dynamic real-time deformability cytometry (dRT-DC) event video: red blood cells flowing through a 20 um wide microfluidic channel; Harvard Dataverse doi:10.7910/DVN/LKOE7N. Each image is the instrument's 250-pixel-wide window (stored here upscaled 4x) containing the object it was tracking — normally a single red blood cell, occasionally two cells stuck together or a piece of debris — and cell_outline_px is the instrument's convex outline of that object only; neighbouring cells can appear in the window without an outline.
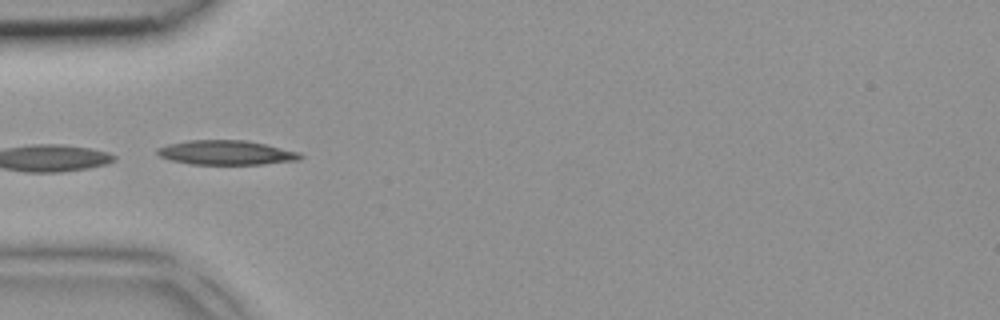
{"species": "common noctule bat (a hibernating species)", "species_latin": "Nyctalus noctula", "temperature_condition": "room temperature", "stored_images_in_passage": 5, "camera_frame_rate_fps": 3000, "um_per_image_px": 0.085, "animal": {"sex": "female", "body_mass_g": 18.4}, "frame": {"image": 1, "passage_image": 5, "time_ms": 1.333, "image_size_px": [1000, 320], "cell_outline_px": [[304, 156], [300, 160], [264, 164], [192, 164], [172, 160], [160, 156], [156, 152], [156, 148], [168, 144], [188, 140], [244, 140], [264, 144], [300, 152]], "centroid_in_image_um": [19.24, 12.97], "position_along_channel_um": 65.8, "area_um2": 20.29}}